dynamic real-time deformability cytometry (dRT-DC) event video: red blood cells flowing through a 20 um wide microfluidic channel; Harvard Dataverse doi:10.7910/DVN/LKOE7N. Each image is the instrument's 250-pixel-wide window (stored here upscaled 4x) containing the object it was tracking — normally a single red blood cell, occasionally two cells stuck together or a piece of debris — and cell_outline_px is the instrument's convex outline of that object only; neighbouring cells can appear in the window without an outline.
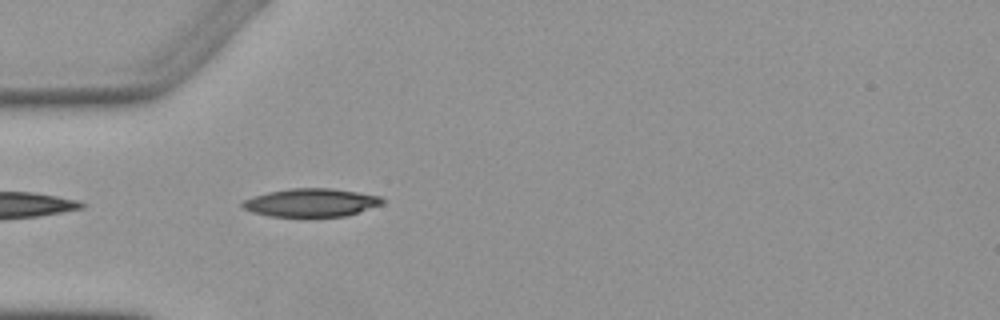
{"species": "Egyptian fruit bat (a non-hibernating species)", "species_latin": "Rousettus aegyptiacus", "temperature_condition": "warm", "stored_images_in_passage": 3, "camera_frame_rate_fps": 3000, "um_per_image_px": 0.085, "animal": {"sex": "female"}, "frame": {"image": 1, "passage_image": 3, "time_ms": 2.333, "image_size_px": [1000, 320], "cell_outline_px": [[384, 204], [344, 216], [272, 216], [252, 212], [244, 208], [240, 204], [244, 200], [252, 196], [268, 192], [288, 188], [332, 188], [380, 196], [384, 200]], "centroid_in_image_um": [26.43, 17.21], "position_along_channel_um": 58.6, "area_um2": 22.83}}